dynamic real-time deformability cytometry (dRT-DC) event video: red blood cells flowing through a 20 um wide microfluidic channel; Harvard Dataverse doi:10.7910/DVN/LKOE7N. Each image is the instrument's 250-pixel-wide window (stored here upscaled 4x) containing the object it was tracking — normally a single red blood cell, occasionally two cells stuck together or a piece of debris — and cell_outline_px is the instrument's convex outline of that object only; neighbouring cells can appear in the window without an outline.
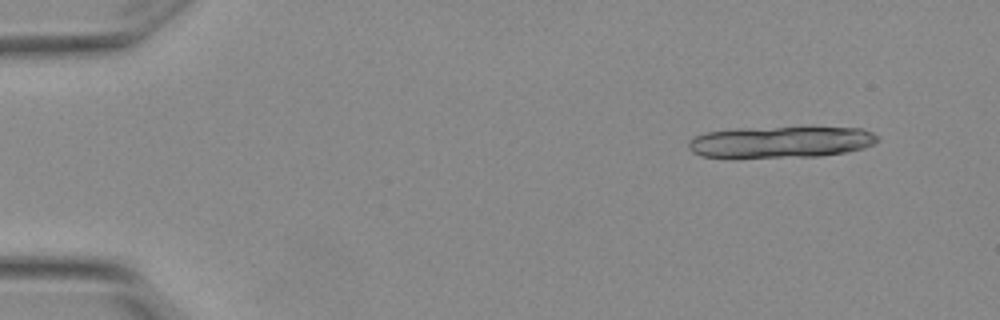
{"species": "Egyptian fruit bat (a non-hibernating species)", "species_latin": "Rousettus aegyptiacus", "temperature_condition": "warm", "stored_images_in_passage": 8, "camera_frame_rate_fps": 3000, "um_per_image_px": 0.085, "animal": {"sex": "female"}, "frame": {"image": 1, "passage_image": 2, "time_ms": 0.333, "image_size_px": [1000, 320], "cell_outline_px": [[880, 140], [864, 148], [848, 152], [820, 156], [732, 160], [700, 156], [692, 152], [688, 148], [688, 140], [696, 136], [708, 132], [736, 128], [864, 128], [880, 136]], "centroid_in_image_um": [66.29, 12.12], "position_along_channel_um": 18.7, "area_um2": 35.84}}
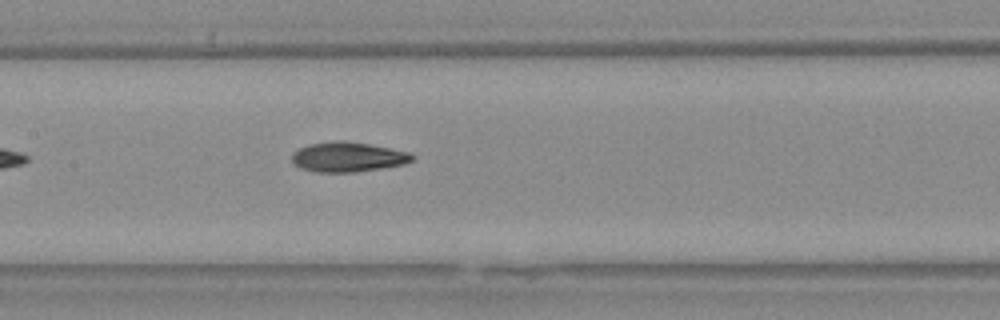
{"frame": {"image": 2, "passage_image": 8, "time_ms": 2.333, "image_size_px": [1000, 320], "cell_outline_px": [[416, 156], [412, 160], [404, 164], [356, 172], [316, 172], [300, 168], [292, 164], [292, 152], [308, 144], [336, 140], [340, 140], [368, 144], [408, 152]], "centroid_in_image_um": [29.52, 13.34], "position_along_channel_um": 177.9, "area_um2": 20.87}}